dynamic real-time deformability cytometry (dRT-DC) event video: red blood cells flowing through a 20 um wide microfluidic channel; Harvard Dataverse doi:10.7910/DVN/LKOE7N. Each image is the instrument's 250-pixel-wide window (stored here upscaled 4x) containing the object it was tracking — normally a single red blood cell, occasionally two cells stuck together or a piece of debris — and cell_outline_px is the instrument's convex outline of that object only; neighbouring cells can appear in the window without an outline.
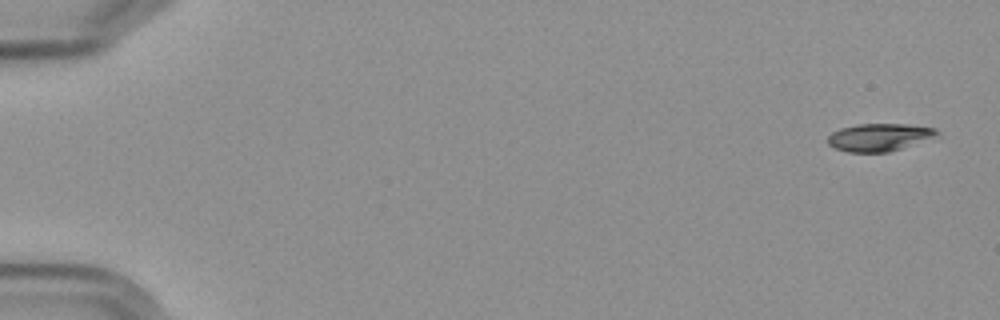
{"species": "Egyptian fruit bat (a non-hibernating species)", "species_latin": "Rousettus aegyptiacus", "temperature_condition": "cold", "stored_images_in_passage": 5, "camera_frame_rate_fps": 3000, "um_per_image_px": 0.085, "frame": {"image": 1, "passage_image": 1, "time_ms": 0.0, "image_size_px": [1000, 320], "cell_outline_px": [[940, 132], [900, 148], [888, 152], [848, 152], [836, 148], [828, 144], [828, 136], [832, 132], [840, 128], [856, 124], [904, 124], [936, 128]], "centroid_in_image_um": [74.62, 11.65], "position_along_channel_um": 10.4, "area_um2": 16.99}}
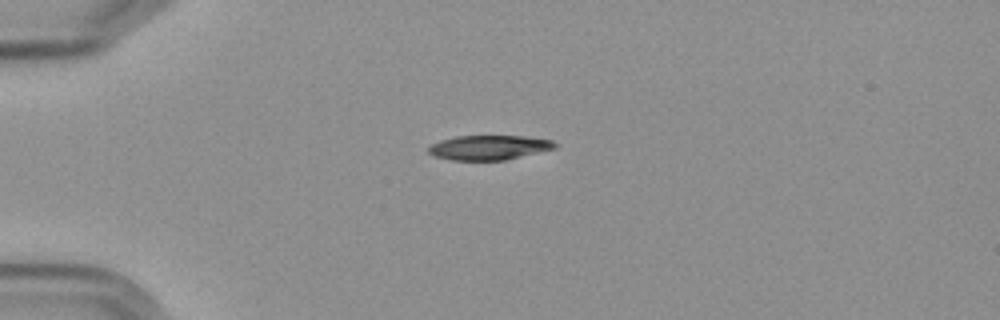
{"frame": {"image": 2, "passage_image": 4, "time_ms": 4.333, "image_size_px": [1000, 320], "cell_outline_px": [[556, 148], [504, 160], [452, 160], [436, 156], [428, 152], [428, 148], [432, 144], [440, 140], [456, 136], [524, 136], [552, 140], [556, 144]], "centroid_in_image_um": [41.56, 12.53], "position_along_channel_um": 43.4, "area_um2": 17.92}}